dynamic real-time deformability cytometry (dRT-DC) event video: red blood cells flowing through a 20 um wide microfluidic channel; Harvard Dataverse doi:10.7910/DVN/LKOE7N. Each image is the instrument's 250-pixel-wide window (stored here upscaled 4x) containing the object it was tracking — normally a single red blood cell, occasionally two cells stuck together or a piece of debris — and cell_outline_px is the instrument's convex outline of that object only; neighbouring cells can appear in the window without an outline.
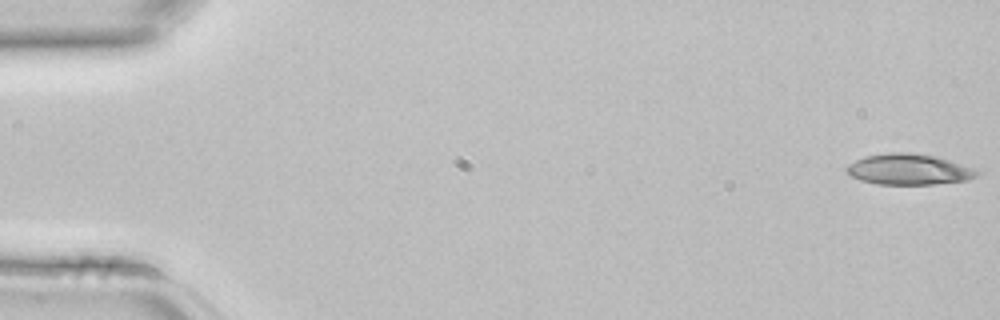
{"species": "common noctule bat (a hibernating species)", "species_latin": "Nyctalus noctula", "temperature_condition": "room temperature", "stored_images_in_passage": 3, "camera_frame_rate_fps": 3000, "um_per_image_px": 0.085, "animal": {"sex": "female", "body_mass_g": 22.7, "forearm_length_mm": 54.2}, "frame": {"image": 1, "passage_image": 1, "time_ms": 0.0, "image_size_px": [1000, 320], "cell_outline_px": [[980, 172], [976, 176], [968, 180], [932, 184], [876, 184], [860, 180], [844, 172], [844, 168], [848, 164], [856, 160], [868, 156], [888, 152], [912, 152], [936, 156], [972, 168]], "centroid_in_image_um": [77.2, 14.39], "position_along_channel_um": 7.8, "area_um2": 23.35}}